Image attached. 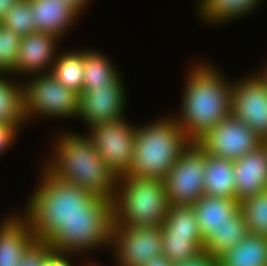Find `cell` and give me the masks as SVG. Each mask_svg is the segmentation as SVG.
I'll use <instances>...</instances> for the list:
<instances>
[{"label": "cell", "instance_id": "obj_26", "mask_svg": "<svg viewBox=\"0 0 267 266\" xmlns=\"http://www.w3.org/2000/svg\"><path fill=\"white\" fill-rule=\"evenodd\" d=\"M162 235L202 237L193 207L169 205Z\"/></svg>", "mask_w": 267, "mask_h": 266}, {"label": "cell", "instance_id": "obj_13", "mask_svg": "<svg viewBox=\"0 0 267 266\" xmlns=\"http://www.w3.org/2000/svg\"><path fill=\"white\" fill-rule=\"evenodd\" d=\"M122 76L110 87H90L80 94L77 119L85 123V128L124 118L126 95Z\"/></svg>", "mask_w": 267, "mask_h": 266}, {"label": "cell", "instance_id": "obj_15", "mask_svg": "<svg viewBox=\"0 0 267 266\" xmlns=\"http://www.w3.org/2000/svg\"><path fill=\"white\" fill-rule=\"evenodd\" d=\"M236 199L267 191V143L263 142L248 154L233 161Z\"/></svg>", "mask_w": 267, "mask_h": 266}, {"label": "cell", "instance_id": "obj_10", "mask_svg": "<svg viewBox=\"0 0 267 266\" xmlns=\"http://www.w3.org/2000/svg\"><path fill=\"white\" fill-rule=\"evenodd\" d=\"M262 143L245 122L232 114L196 142L206 154L232 161L243 157Z\"/></svg>", "mask_w": 267, "mask_h": 266}, {"label": "cell", "instance_id": "obj_25", "mask_svg": "<svg viewBox=\"0 0 267 266\" xmlns=\"http://www.w3.org/2000/svg\"><path fill=\"white\" fill-rule=\"evenodd\" d=\"M7 77L0 76V122L13 123L21 129L26 124L23 84Z\"/></svg>", "mask_w": 267, "mask_h": 266}, {"label": "cell", "instance_id": "obj_22", "mask_svg": "<svg viewBox=\"0 0 267 266\" xmlns=\"http://www.w3.org/2000/svg\"><path fill=\"white\" fill-rule=\"evenodd\" d=\"M84 49V80L82 92L90 87H110L120 77V71L105 54Z\"/></svg>", "mask_w": 267, "mask_h": 266}, {"label": "cell", "instance_id": "obj_12", "mask_svg": "<svg viewBox=\"0 0 267 266\" xmlns=\"http://www.w3.org/2000/svg\"><path fill=\"white\" fill-rule=\"evenodd\" d=\"M254 73L232 81L231 114L267 142V86Z\"/></svg>", "mask_w": 267, "mask_h": 266}, {"label": "cell", "instance_id": "obj_6", "mask_svg": "<svg viewBox=\"0 0 267 266\" xmlns=\"http://www.w3.org/2000/svg\"><path fill=\"white\" fill-rule=\"evenodd\" d=\"M113 224V203L95 197L86 212L60 226L45 243L56 256H78L80 252L110 246Z\"/></svg>", "mask_w": 267, "mask_h": 266}, {"label": "cell", "instance_id": "obj_27", "mask_svg": "<svg viewBox=\"0 0 267 266\" xmlns=\"http://www.w3.org/2000/svg\"><path fill=\"white\" fill-rule=\"evenodd\" d=\"M204 249L203 237L163 235L162 254L174 264L194 258Z\"/></svg>", "mask_w": 267, "mask_h": 266}, {"label": "cell", "instance_id": "obj_23", "mask_svg": "<svg viewBox=\"0 0 267 266\" xmlns=\"http://www.w3.org/2000/svg\"><path fill=\"white\" fill-rule=\"evenodd\" d=\"M248 235L247 224L242 212L232 222L217 228L204 240V251L219 259Z\"/></svg>", "mask_w": 267, "mask_h": 266}, {"label": "cell", "instance_id": "obj_38", "mask_svg": "<svg viewBox=\"0 0 267 266\" xmlns=\"http://www.w3.org/2000/svg\"><path fill=\"white\" fill-rule=\"evenodd\" d=\"M260 71L256 72V74L263 80V82L267 86V63L266 66H264V68Z\"/></svg>", "mask_w": 267, "mask_h": 266}, {"label": "cell", "instance_id": "obj_18", "mask_svg": "<svg viewBox=\"0 0 267 266\" xmlns=\"http://www.w3.org/2000/svg\"><path fill=\"white\" fill-rule=\"evenodd\" d=\"M205 240L215 229L225 225L241 212L237 199L203 195L192 205Z\"/></svg>", "mask_w": 267, "mask_h": 266}, {"label": "cell", "instance_id": "obj_35", "mask_svg": "<svg viewBox=\"0 0 267 266\" xmlns=\"http://www.w3.org/2000/svg\"><path fill=\"white\" fill-rule=\"evenodd\" d=\"M175 264L163 254L151 258L146 264L142 266H174Z\"/></svg>", "mask_w": 267, "mask_h": 266}, {"label": "cell", "instance_id": "obj_34", "mask_svg": "<svg viewBox=\"0 0 267 266\" xmlns=\"http://www.w3.org/2000/svg\"><path fill=\"white\" fill-rule=\"evenodd\" d=\"M70 256H54L45 266H73L70 261ZM75 266V265H74ZM87 266H98V264H94L88 262Z\"/></svg>", "mask_w": 267, "mask_h": 266}, {"label": "cell", "instance_id": "obj_11", "mask_svg": "<svg viewBox=\"0 0 267 266\" xmlns=\"http://www.w3.org/2000/svg\"><path fill=\"white\" fill-rule=\"evenodd\" d=\"M162 226H113L110 248L117 266H142L162 254Z\"/></svg>", "mask_w": 267, "mask_h": 266}, {"label": "cell", "instance_id": "obj_36", "mask_svg": "<svg viewBox=\"0 0 267 266\" xmlns=\"http://www.w3.org/2000/svg\"><path fill=\"white\" fill-rule=\"evenodd\" d=\"M19 1L20 0H0V24L12 7Z\"/></svg>", "mask_w": 267, "mask_h": 266}, {"label": "cell", "instance_id": "obj_33", "mask_svg": "<svg viewBox=\"0 0 267 266\" xmlns=\"http://www.w3.org/2000/svg\"><path fill=\"white\" fill-rule=\"evenodd\" d=\"M174 266H219V260L208 255L204 250L194 258L175 264Z\"/></svg>", "mask_w": 267, "mask_h": 266}, {"label": "cell", "instance_id": "obj_17", "mask_svg": "<svg viewBox=\"0 0 267 266\" xmlns=\"http://www.w3.org/2000/svg\"><path fill=\"white\" fill-rule=\"evenodd\" d=\"M32 8L35 32L50 33L59 39L65 34L80 13L63 0H29Z\"/></svg>", "mask_w": 267, "mask_h": 266}, {"label": "cell", "instance_id": "obj_37", "mask_svg": "<svg viewBox=\"0 0 267 266\" xmlns=\"http://www.w3.org/2000/svg\"><path fill=\"white\" fill-rule=\"evenodd\" d=\"M64 2L72 5L80 14L85 7H87L86 4H88V0H63Z\"/></svg>", "mask_w": 267, "mask_h": 266}, {"label": "cell", "instance_id": "obj_20", "mask_svg": "<svg viewBox=\"0 0 267 266\" xmlns=\"http://www.w3.org/2000/svg\"><path fill=\"white\" fill-rule=\"evenodd\" d=\"M261 0H198V14L205 24L220 25L253 13Z\"/></svg>", "mask_w": 267, "mask_h": 266}, {"label": "cell", "instance_id": "obj_2", "mask_svg": "<svg viewBox=\"0 0 267 266\" xmlns=\"http://www.w3.org/2000/svg\"><path fill=\"white\" fill-rule=\"evenodd\" d=\"M57 137L51 160L48 158L44 167L53 176L113 203L118 176L105 164L90 136L63 131Z\"/></svg>", "mask_w": 267, "mask_h": 266}, {"label": "cell", "instance_id": "obj_21", "mask_svg": "<svg viewBox=\"0 0 267 266\" xmlns=\"http://www.w3.org/2000/svg\"><path fill=\"white\" fill-rule=\"evenodd\" d=\"M218 260L219 266H267V237L248 233Z\"/></svg>", "mask_w": 267, "mask_h": 266}, {"label": "cell", "instance_id": "obj_19", "mask_svg": "<svg viewBox=\"0 0 267 266\" xmlns=\"http://www.w3.org/2000/svg\"><path fill=\"white\" fill-rule=\"evenodd\" d=\"M232 160L206 154L204 195L236 199Z\"/></svg>", "mask_w": 267, "mask_h": 266}, {"label": "cell", "instance_id": "obj_14", "mask_svg": "<svg viewBox=\"0 0 267 266\" xmlns=\"http://www.w3.org/2000/svg\"><path fill=\"white\" fill-rule=\"evenodd\" d=\"M59 40L61 39L56 35L43 32H33L21 37L15 75L25 74L27 78L29 75L51 72L58 54Z\"/></svg>", "mask_w": 267, "mask_h": 266}, {"label": "cell", "instance_id": "obj_8", "mask_svg": "<svg viewBox=\"0 0 267 266\" xmlns=\"http://www.w3.org/2000/svg\"><path fill=\"white\" fill-rule=\"evenodd\" d=\"M206 153L191 143L164 178L170 206H192L204 195Z\"/></svg>", "mask_w": 267, "mask_h": 266}, {"label": "cell", "instance_id": "obj_30", "mask_svg": "<svg viewBox=\"0 0 267 266\" xmlns=\"http://www.w3.org/2000/svg\"><path fill=\"white\" fill-rule=\"evenodd\" d=\"M1 24L17 33L20 37L35 32V24L29 0H20L17 2Z\"/></svg>", "mask_w": 267, "mask_h": 266}, {"label": "cell", "instance_id": "obj_16", "mask_svg": "<svg viewBox=\"0 0 267 266\" xmlns=\"http://www.w3.org/2000/svg\"><path fill=\"white\" fill-rule=\"evenodd\" d=\"M8 216L0 223V266H18L36 239L22 213Z\"/></svg>", "mask_w": 267, "mask_h": 266}, {"label": "cell", "instance_id": "obj_1", "mask_svg": "<svg viewBox=\"0 0 267 266\" xmlns=\"http://www.w3.org/2000/svg\"><path fill=\"white\" fill-rule=\"evenodd\" d=\"M212 65L201 60L191 65L178 117L174 115L192 143L231 115L232 82L226 81L225 75Z\"/></svg>", "mask_w": 267, "mask_h": 266}, {"label": "cell", "instance_id": "obj_28", "mask_svg": "<svg viewBox=\"0 0 267 266\" xmlns=\"http://www.w3.org/2000/svg\"><path fill=\"white\" fill-rule=\"evenodd\" d=\"M248 233L267 237V191L240 202Z\"/></svg>", "mask_w": 267, "mask_h": 266}, {"label": "cell", "instance_id": "obj_9", "mask_svg": "<svg viewBox=\"0 0 267 266\" xmlns=\"http://www.w3.org/2000/svg\"><path fill=\"white\" fill-rule=\"evenodd\" d=\"M125 118L98 124L86 131L105 164L118 177L130 169L135 146L137 126Z\"/></svg>", "mask_w": 267, "mask_h": 266}, {"label": "cell", "instance_id": "obj_4", "mask_svg": "<svg viewBox=\"0 0 267 266\" xmlns=\"http://www.w3.org/2000/svg\"><path fill=\"white\" fill-rule=\"evenodd\" d=\"M191 143L173 115L139 125L132 165L125 175L164 179Z\"/></svg>", "mask_w": 267, "mask_h": 266}, {"label": "cell", "instance_id": "obj_3", "mask_svg": "<svg viewBox=\"0 0 267 266\" xmlns=\"http://www.w3.org/2000/svg\"><path fill=\"white\" fill-rule=\"evenodd\" d=\"M40 182L27 201L24 216L36 241L45 243L60 226L86 212L95 198L82 187L53 176L44 166Z\"/></svg>", "mask_w": 267, "mask_h": 266}, {"label": "cell", "instance_id": "obj_5", "mask_svg": "<svg viewBox=\"0 0 267 266\" xmlns=\"http://www.w3.org/2000/svg\"><path fill=\"white\" fill-rule=\"evenodd\" d=\"M168 207L164 179L134 175L118 177L113 200V226H162Z\"/></svg>", "mask_w": 267, "mask_h": 266}, {"label": "cell", "instance_id": "obj_29", "mask_svg": "<svg viewBox=\"0 0 267 266\" xmlns=\"http://www.w3.org/2000/svg\"><path fill=\"white\" fill-rule=\"evenodd\" d=\"M21 37L0 24V76L14 75Z\"/></svg>", "mask_w": 267, "mask_h": 266}, {"label": "cell", "instance_id": "obj_31", "mask_svg": "<svg viewBox=\"0 0 267 266\" xmlns=\"http://www.w3.org/2000/svg\"><path fill=\"white\" fill-rule=\"evenodd\" d=\"M54 256L48 244L36 241L23 255L18 266H45Z\"/></svg>", "mask_w": 267, "mask_h": 266}, {"label": "cell", "instance_id": "obj_7", "mask_svg": "<svg viewBox=\"0 0 267 266\" xmlns=\"http://www.w3.org/2000/svg\"><path fill=\"white\" fill-rule=\"evenodd\" d=\"M23 81L26 123L34 117L77 118L80 95L65 88L50 72L29 76Z\"/></svg>", "mask_w": 267, "mask_h": 266}, {"label": "cell", "instance_id": "obj_24", "mask_svg": "<svg viewBox=\"0 0 267 266\" xmlns=\"http://www.w3.org/2000/svg\"><path fill=\"white\" fill-rule=\"evenodd\" d=\"M50 73L65 88L80 95L84 80V49L58 52Z\"/></svg>", "mask_w": 267, "mask_h": 266}, {"label": "cell", "instance_id": "obj_32", "mask_svg": "<svg viewBox=\"0 0 267 266\" xmlns=\"http://www.w3.org/2000/svg\"><path fill=\"white\" fill-rule=\"evenodd\" d=\"M19 131L20 128L13 123L0 122V155L14 143Z\"/></svg>", "mask_w": 267, "mask_h": 266}]
</instances>
